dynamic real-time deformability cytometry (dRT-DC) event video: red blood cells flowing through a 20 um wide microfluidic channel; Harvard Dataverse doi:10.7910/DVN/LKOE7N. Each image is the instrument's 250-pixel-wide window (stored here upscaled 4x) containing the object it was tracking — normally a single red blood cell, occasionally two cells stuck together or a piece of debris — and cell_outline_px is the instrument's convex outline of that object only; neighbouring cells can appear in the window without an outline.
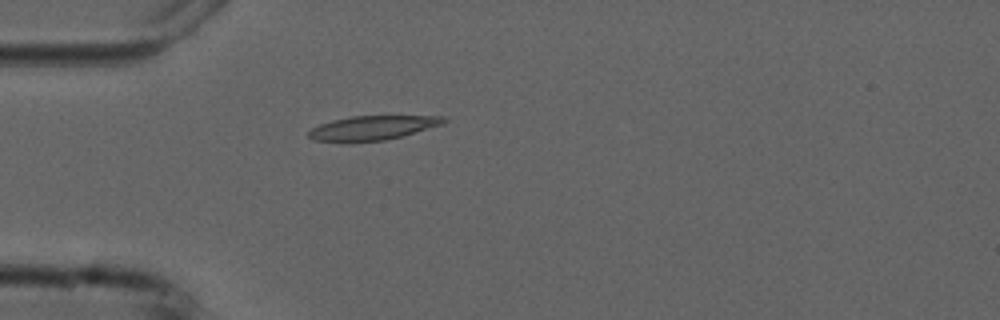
{"species": "common noctule bat (a hibernating species)", "species_latin": "Nyctalus noctula", "temperature_condition": "cold", "stored_images_in_passage": 5, "camera_frame_rate_fps": 3000, "um_per_image_px": 0.085, "animal": {"sex": "male", "forearm_length_mm": 52.5}, "frame": {"image": 1, "passage_image": 5, "time_ms": 4.667, "image_size_px": [1000, 320], "cell_outline_px": [[448, 120], [444, 124], [400, 136], [384, 140], [312, 140], [308, 136], [308, 132], [312, 128], [320, 124], [332, 120], [352, 116], [444, 116]], "centroid_in_image_um": [31.71, 10.83], "position_along_channel_um": 53.3, "area_um2": 18.44}}